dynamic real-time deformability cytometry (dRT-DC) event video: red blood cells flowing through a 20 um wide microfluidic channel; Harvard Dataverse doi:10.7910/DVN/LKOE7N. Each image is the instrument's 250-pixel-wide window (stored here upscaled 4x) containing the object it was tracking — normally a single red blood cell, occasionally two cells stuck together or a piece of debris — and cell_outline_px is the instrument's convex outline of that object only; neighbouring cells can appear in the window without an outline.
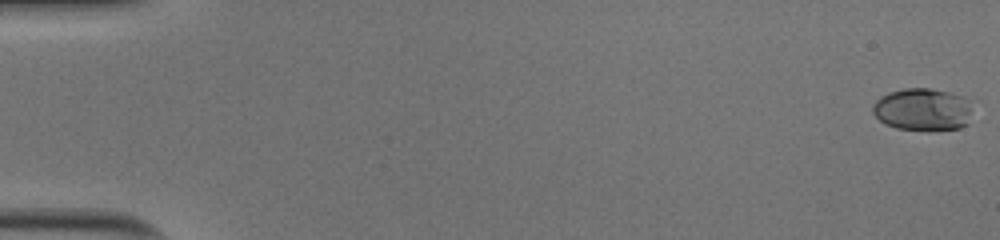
{"species": "human", "species_latin": "Homo sapiens", "temperature_condition": "cold", "stored_images_in_passage": 52, "camera_frame_rate_fps": 3000, "um_per_image_px": 0.085, "donor": {"sex": "male"}, "frame": {"image": 1, "passage_image": 1, "time_ms": 0.0, "image_size_px": [1000, 240], "cell_outline_px": [[976, 100], [968, 124], [960, 128], [932, 132], [896, 128], [884, 124], [872, 112], [872, 104], [880, 96], [904, 88], [928, 88], [948, 92], [964, 96]], "centroid_in_image_um": [78.52, 9.32], "position_along_channel_um": 6.5, "area_um2": 25.66}}
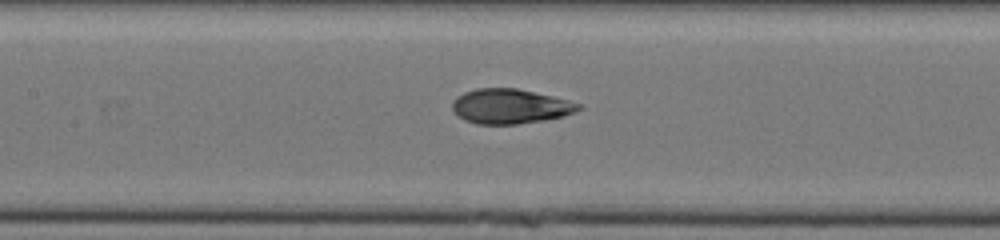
{"frame": {"image": 2, "passage_image": 26, "time_ms": 8.333, "image_size_px": [1000, 240], "cell_outline_px": [[584, 108], [576, 112], [564, 116], [544, 120], [516, 124], [476, 124], [464, 120], [456, 116], [452, 108], [452, 100], [456, 96], [464, 92], [476, 88], [516, 88], [552, 96], [568, 100], [580, 104]], "centroid_in_image_um": [43.34, 9.04], "position_along_channel_um": 164.1, "area_um2": 25.78}}
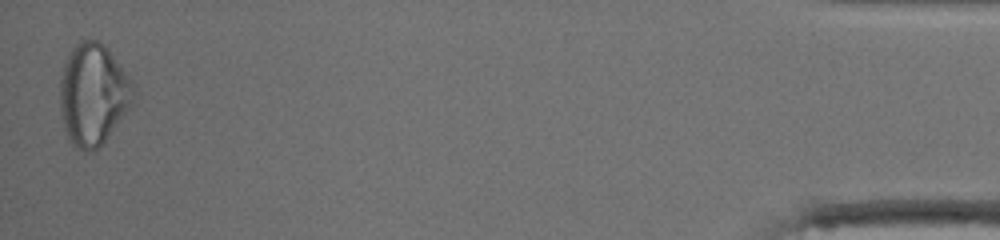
{"frame": {"image": 3, "passage_image": 52, "time_ms": 17.0, "image_size_px": [1000, 240], "cell_outline_px": [[136, 96], [132, 104], [100, 148], [96, 152], [88, 152], [72, 144], [68, 140], [64, 128], [60, 108], [60, 80], [64, 64], [68, 52], [80, 40], [96, 40], [104, 44], [108, 48], [136, 84]], "centroid_in_image_um": [7.94, 8.02], "position_along_channel_um": 427.3, "area_um2": 44.16}, "authors_computed_cell_mechanics": {"area_um2": 25.8366, "velocity_mm_per_s": 4.0273, "shape_relaxation_time_tau1_ms": 5.1794, "shape_relaxation_time_tau2_ms": 1.0014, "deformation_change_tau1": 0.1835, "deformation_change_tau2": 0.0484}}